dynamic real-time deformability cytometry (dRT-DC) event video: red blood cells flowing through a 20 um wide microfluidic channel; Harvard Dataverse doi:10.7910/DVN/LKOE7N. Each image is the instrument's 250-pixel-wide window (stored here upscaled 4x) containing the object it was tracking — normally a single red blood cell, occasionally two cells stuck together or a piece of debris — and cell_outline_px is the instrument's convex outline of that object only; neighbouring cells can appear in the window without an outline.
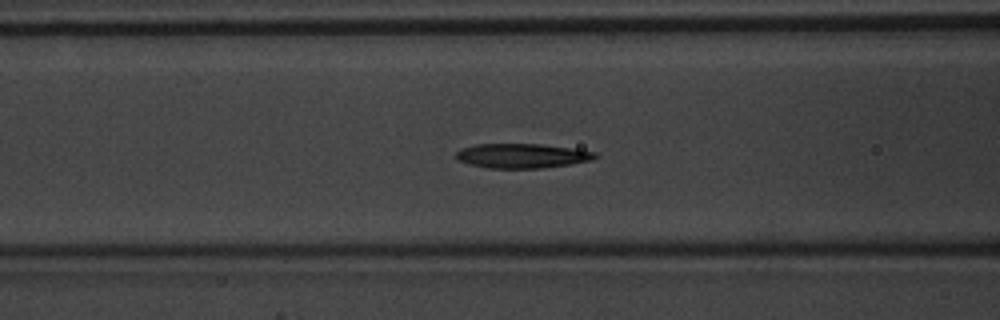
{"species": "common noctule bat (a hibernating species)", "species_latin": "Nyctalus noctula", "temperature_condition": "warm", "stored_images_in_passage": 48, "segment_of_instrument_passage": [1, 2], "camera_frame_rate_fps": 3000, "um_per_image_px": 0.085, "animal": {"sex": "male", "body_mass_g": 20.1, "forearm_length_mm": 53.5}, "frame": {"image": 1, "passage_image": 18, "time_ms": 5.667, "image_size_px": [1000, 320], "cell_outline_px": [[600, 156], [592, 160], [568, 164], [540, 168], [488, 168], [456, 160], [452, 156], [460, 148], [476, 144], [540, 144], [596, 152]], "centroid_in_image_um": [44.31, 13.24], "position_along_channel_um": 122.3, "area_um2": 19.83}}
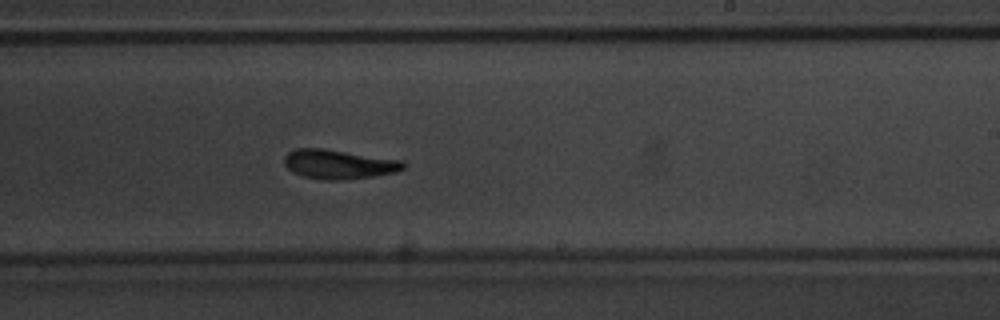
{"frame": {"image": 2, "passage_image": 28, "time_ms": 9.0, "image_size_px": [1000, 320], "cell_outline_px": [[408, 164], [404, 168], [396, 172], [372, 176], [340, 180], [320, 180], [304, 176], [292, 172], [284, 164], [284, 156], [288, 152], [296, 148], [324, 148], [404, 160]], "centroid_in_image_um": [28.81, 13.95], "position_along_channel_um": 260.2, "area_um2": 20.58}}
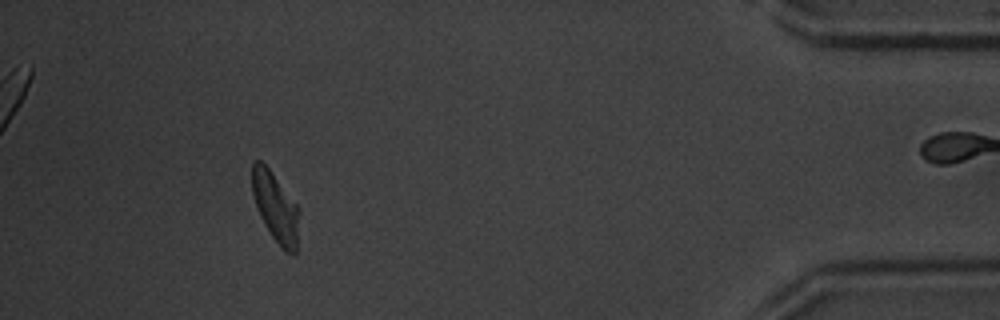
{"frame": {"image": 3, "passage_image": 43, "time_ms": 14.0, "image_size_px": [1000, 320], "cell_outline_px": [[300, 212], [296, 256], [292, 256], [272, 236], [264, 224], [260, 216], [252, 192], [252, 160], [260, 160], [268, 168], [300, 208]], "centroid_in_image_um": [23.44, 17.62], "position_along_channel_um": 411.8, "area_um2": 18.96}}